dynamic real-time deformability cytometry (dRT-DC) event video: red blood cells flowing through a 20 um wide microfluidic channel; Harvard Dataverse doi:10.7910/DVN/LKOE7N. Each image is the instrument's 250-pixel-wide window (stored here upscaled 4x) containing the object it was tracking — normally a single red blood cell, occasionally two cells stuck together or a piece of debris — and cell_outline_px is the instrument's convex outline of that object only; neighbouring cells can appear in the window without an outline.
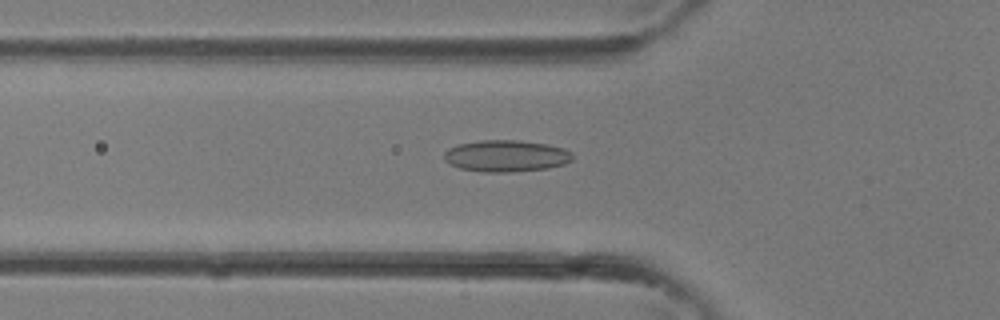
{"species": "common noctule bat (a hibernating species)", "species_latin": "Nyctalus noctula", "temperature_condition": "room temperature", "stored_images_in_passage": 37, "camera_frame_rate_fps": 3000, "um_per_image_px": 0.085, "animal": {"sex": "female"}, "frame": {"image": 1, "passage_image": 13, "time_ms": 4.0, "image_size_px": [1000, 320], "cell_outline_px": [[572, 160], [564, 164], [548, 168], [512, 172], [480, 172], [460, 168], [448, 164], [444, 160], [444, 152], [448, 148], [456, 144], [480, 140], [520, 140], [548, 144], [564, 148], [572, 152]], "centroid_in_image_um": [42.99, 13.25], "position_along_channel_um": 82.8, "area_um2": 24.04}}
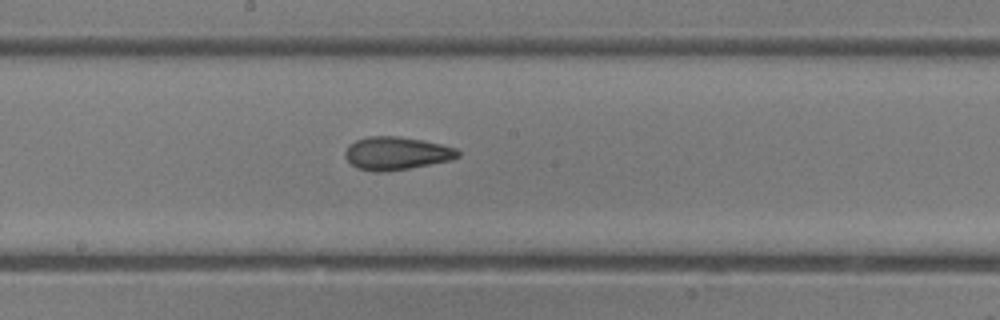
{"frame": {"image": 2, "passage_image": 20, "time_ms": 6.333, "image_size_px": [1000, 320], "cell_outline_px": [[460, 156], [452, 160], [408, 168], [380, 172], [376, 172], [356, 168], [344, 156], [344, 152], [348, 144], [356, 140], [368, 136], [396, 136], [420, 140], [440, 144], [456, 148], [460, 152]], "centroid_in_image_um": [33.67, 13.03], "position_along_channel_um": 214.5, "area_um2": 21.62}}
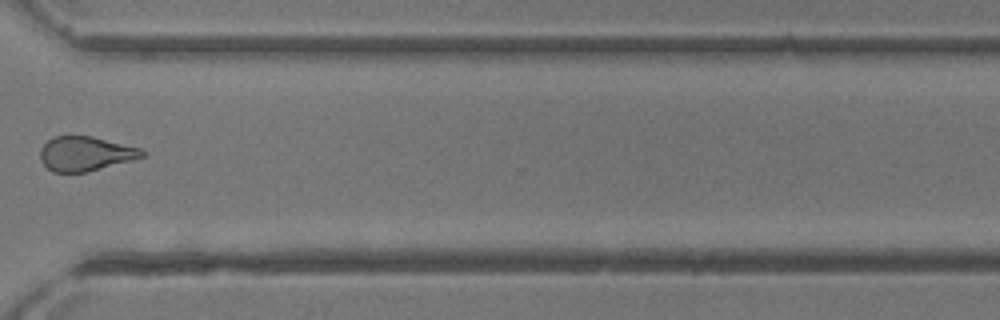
{"frame": {"image": 3, "passage_image": 28, "time_ms": 9.0, "image_size_px": [1000, 320], "cell_outline_px": [[148, 152], [144, 156], [132, 160], [88, 172], [52, 172], [40, 160], [40, 148], [52, 136], [92, 136], [140, 148]], "centroid_in_image_um": [7.26, 13.06], "position_along_channel_um": 363.3, "area_um2": 20.52}}